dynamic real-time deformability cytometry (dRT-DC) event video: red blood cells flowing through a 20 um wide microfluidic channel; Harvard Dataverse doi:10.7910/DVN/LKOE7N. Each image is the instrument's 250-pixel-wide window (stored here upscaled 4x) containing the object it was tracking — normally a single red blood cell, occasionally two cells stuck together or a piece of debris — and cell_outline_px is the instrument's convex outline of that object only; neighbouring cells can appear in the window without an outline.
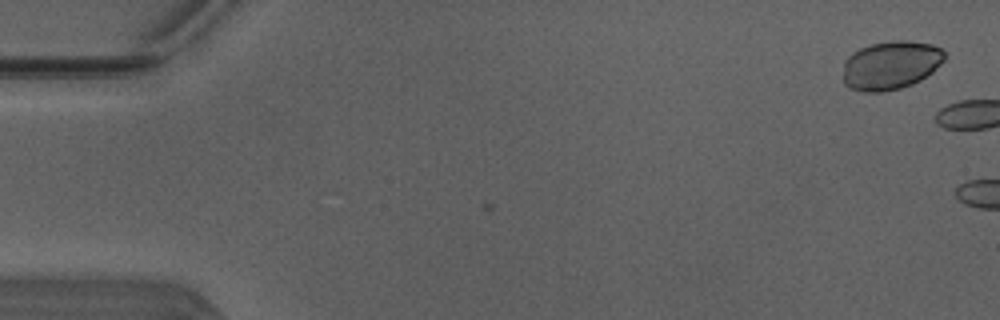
{"species": "Egyptian fruit bat (a non-hibernating species)", "species_latin": "Rousettus aegyptiacus", "temperature_condition": "warm", "stored_images_in_passage": 4, "camera_frame_rate_fps": 3000, "um_per_image_px": 0.085, "animal": {"sex": "male"}, "frame": {"image": 1, "passage_image": 4, "time_ms": 1.0, "image_size_px": [1000, 320], "cell_outline_px": [[944, 60], [932, 72], [920, 80], [912, 84], [900, 88], [884, 92], [864, 92], [848, 88], [844, 84], [844, 60], [852, 52], [860, 48], [872, 44], [892, 40], [908, 40], [932, 44], [940, 48], [944, 52]], "centroid_in_image_um": [75.69, 5.54], "position_along_channel_um": 9.3, "area_um2": 28.9}}